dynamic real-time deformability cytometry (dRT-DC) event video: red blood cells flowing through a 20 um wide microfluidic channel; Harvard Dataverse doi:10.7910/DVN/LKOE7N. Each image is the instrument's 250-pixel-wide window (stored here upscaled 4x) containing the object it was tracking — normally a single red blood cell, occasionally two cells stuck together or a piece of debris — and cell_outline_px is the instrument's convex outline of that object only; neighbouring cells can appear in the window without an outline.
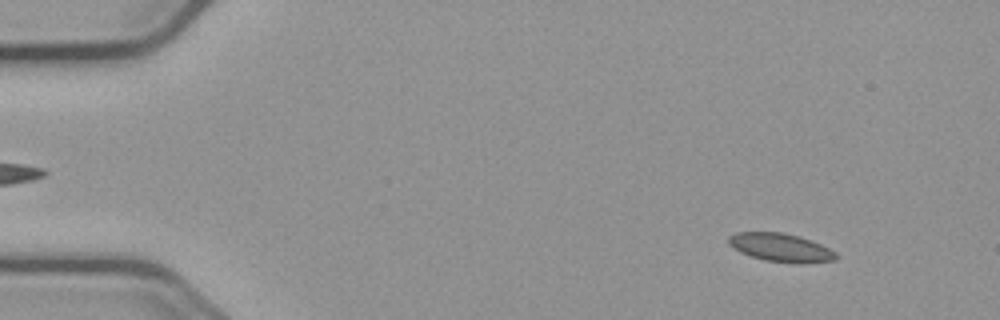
{"species": "common noctule bat (a hibernating species)", "species_latin": "Nyctalus noctula", "temperature_condition": "cold", "stored_images_in_passage": 56, "camera_frame_rate_fps": 3000, "um_per_image_px": 0.085, "animal": {"sex": "male", "body_mass_g": 23.1, "forearm_length_mm": 52.7}, "frame": {"image": 1, "passage_image": 6, "time_ms": 1.667, "image_size_px": [1000, 320], "cell_outline_px": [[836, 260], [800, 264], [764, 260], [740, 252], [728, 244], [728, 236], [736, 232], [780, 232], [800, 236], [812, 240], [836, 252]], "centroid_in_image_um": [66.36, 21.04], "position_along_channel_um": 18.6, "area_um2": 17.8}}
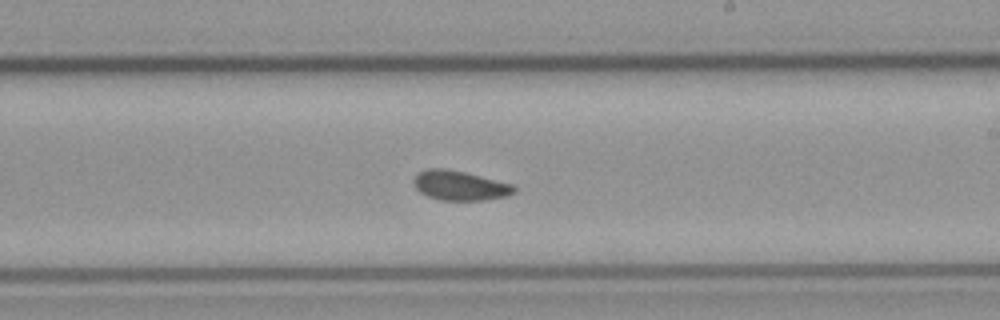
{"frame": {"image": 2, "passage_image": 33, "time_ms": 10.667, "image_size_px": [1000, 320], "cell_outline_px": [[516, 192], [508, 196], [484, 200], [440, 200], [428, 196], [420, 192], [412, 184], [412, 180], [420, 172], [428, 168], [444, 168], [464, 172], [512, 184], [516, 188]], "centroid_in_image_um": [39.08, 15.78], "position_along_channel_um": 249.9, "area_um2": 17.28}}
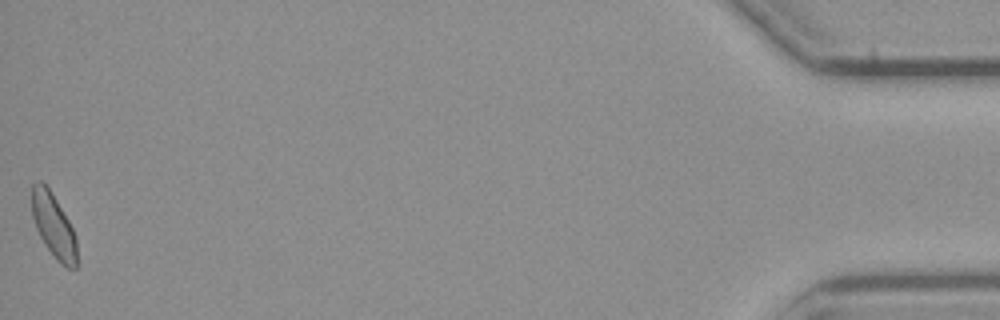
{"frame": {"image": 3, "passage_image": 56, "time_ms": 18.333, "image_size_px": [1000, 320], "cell_outline_px": [[76, 268], [68, 268], [60, 264], [56, 260], [44, 244], [36, 228], [32, 216], [32, 184], [36, 180], [40, 180], [48, 188], [56, 200], [68, 220], [72, 228], [76, 240]], "centroid_in_image_um": [4.53, 19.19], "position_along_channel_um": 430.7, "area_um2": 16.59}, "authors_computed_cell_mechanics": {"area_um2": 17.1955, "velocity_mm_per_s": 3.6862, "shape_relaxation_time_tau1_ms": 10.0414, "shape_relaxation_time_tau2_ms": 1.1906, "deformation_change_tau1": 0.1312, "deformation_change_tau2": 0.0629}}